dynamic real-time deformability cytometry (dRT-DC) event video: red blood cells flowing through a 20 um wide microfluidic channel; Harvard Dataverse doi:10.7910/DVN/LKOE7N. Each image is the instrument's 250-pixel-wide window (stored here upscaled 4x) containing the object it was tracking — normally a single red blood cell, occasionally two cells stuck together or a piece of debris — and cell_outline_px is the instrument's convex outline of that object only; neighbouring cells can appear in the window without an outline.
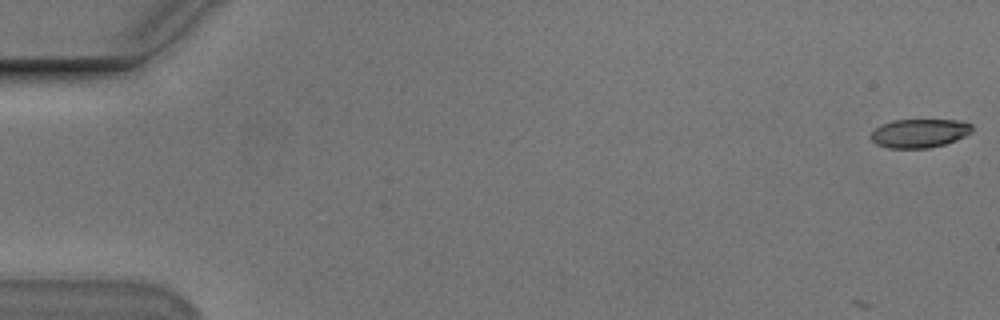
{"species": "Egyptian fruit bat (a non-hibernating species)", "species_latin": "Rousettus aegyptiacus", "temperature_condition": "cold", "stored_images_in_passage": 6, "camera_frame_rate_fps": 3000, "um_per_image_px": 0.085, "animal": {"sex": "male"}, "frame": {"image": 1, "passage_image": 1, "time_ms": 0.0, "image_size_px": [1000, 320], "cell_outline_px": [[972, 132], [956, 140], [944, 144], [928, 148], [888, 148], [876, 144], [868, 136], [876, 128], [892, 120], [956, 120], [972, 124]], "centroid_in_image_um": [78.14, 11.33], "position_along_channel_um": 6.9, "area_um2": 16.88}}